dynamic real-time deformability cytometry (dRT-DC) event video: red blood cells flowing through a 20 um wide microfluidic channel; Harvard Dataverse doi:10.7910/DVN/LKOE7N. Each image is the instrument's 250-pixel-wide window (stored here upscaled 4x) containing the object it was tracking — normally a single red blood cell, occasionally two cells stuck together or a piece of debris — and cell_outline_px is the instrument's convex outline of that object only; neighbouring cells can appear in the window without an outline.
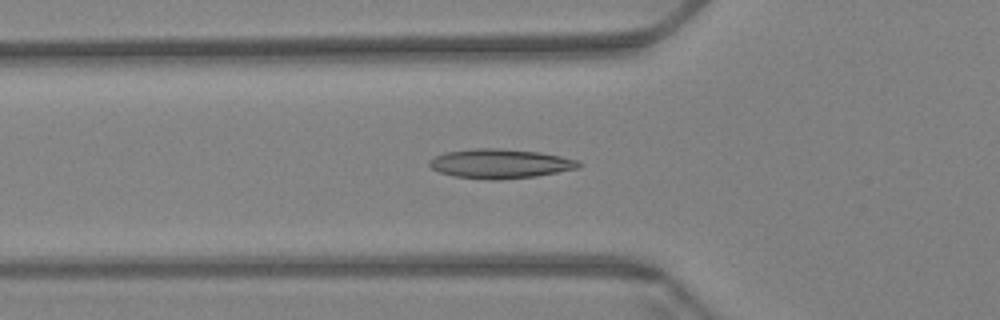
{"species": "Egyptian fruit bat (a non-hibernating species)", "species_latin": "Rousettus aegyptiacus", "temperature_condition": "warm", "stored_images_in_passage": 60, "camera_frame_rate_fps": 3000, "um_per_image_px": 0.085, "animal": {"sex": "female"}, "frame": {"image": 1, "passage_image": 21, "time_ms": 6.667, "image_size_px": [1000, 320], "cell_outline_px": [[580, 168], [536, 176], [496, 180], [492, 180], [456, 176], [440, 172], [432, 168], [428, 164], [428, 160], [436, 156], [448, 152], [476, 148], [500, 148], [540, 152], [580, 160]], "centroid_in_image_um": [42.55, 13.91], "position_along_channel_um": 83.3, "area_um2": 25.43}}
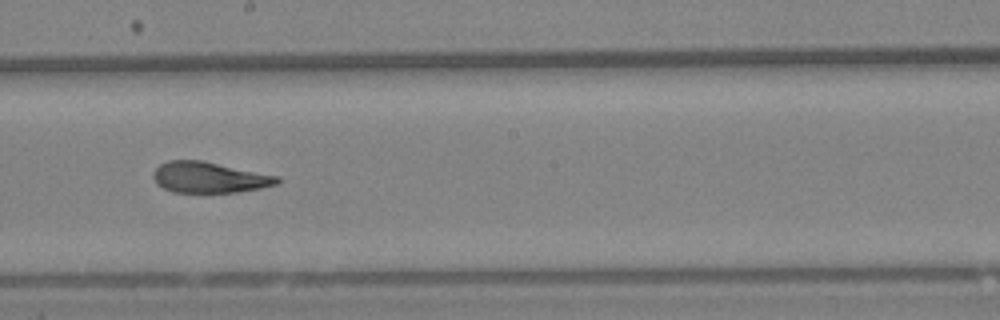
{"frame": {"image": 2, "passage_image": 34, "time_ms": 11.0, "image_size_px": [1000, 320], "cell_outline_px": [[280, 180], [276, 184], [260, 188], [236, 192], [172, 192], [156, 184], [152, 176], [152, 172], [160, 164], [168, 160], [200, 160], [276, 176]], "centroid_in_image_um": [17.7, 15.08], "position_along_channel_um": 230.5, "area_um2": 21.96}}
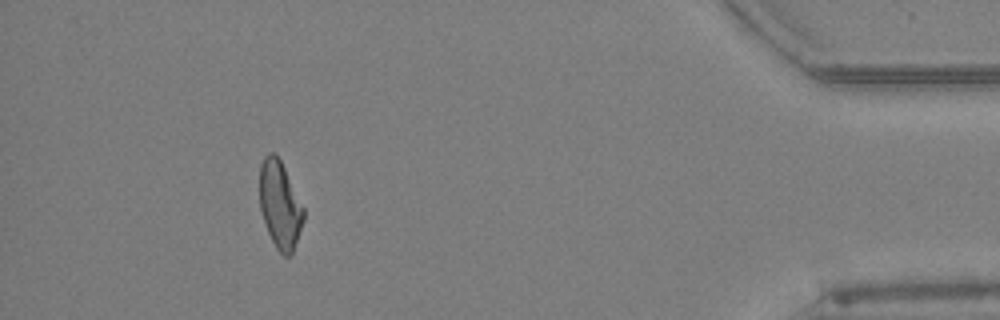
{"frame": {"image": 3, "passage_image": 55, "time_ms": 18.0, "image_size_px": [1000, 320], "cell_outline_px": [[304, 220], [292, 256], [284, 256], [276, 248], [268, 232], [260, 208], [260, 164], [264, 156], [268, 152], [276, 152], [304, 208]], "centroid_in_image_um": [23.8, 17.41], "position_along_channel_um": 411.4, "area_um2": 22.31}, "authors_computed_cell_mechanics": {"area_um2": 23.2934, "velocity_mm_per_s": 3.404, "shape_relaxation_time_tau1_ms": null, "shape_relaxation_time_tau2_ms": 2.4119, "deformation_change_tau1": null, "deformation_change_tau2": 0.0942}}